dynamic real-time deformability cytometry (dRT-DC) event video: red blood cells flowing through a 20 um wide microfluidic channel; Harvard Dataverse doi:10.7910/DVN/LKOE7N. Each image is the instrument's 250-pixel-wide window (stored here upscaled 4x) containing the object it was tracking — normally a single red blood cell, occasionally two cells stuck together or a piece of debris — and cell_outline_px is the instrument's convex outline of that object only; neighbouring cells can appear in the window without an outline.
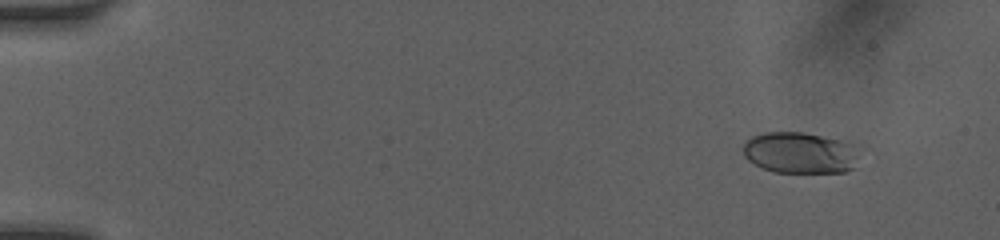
{"species": "human", "species_latin": "Homo sapiens", "temperature_condition": "room temperature", "stored_images_in_passage": 18, "camera_frame_rate_fps": 3000, "um_per_image_px": 0.085, "donor": {"sex": "female"}, "frame": {"image": 1, "passage_image": 3, "time_ms": 1.667, "image_size_px": [1000, 240], "cell_outline_px": [[852, 168], [844, 172], [772, 172], [760, 168], [748, 160], [744, 156], [744, 144], [752, 136], [764, 132], [804, 132], [840, 140], [852, 144]], "centroid_in_image_um": [67.86, 12.98], "position_along_channel_um": 17.1, "area_um2": 27.28}}
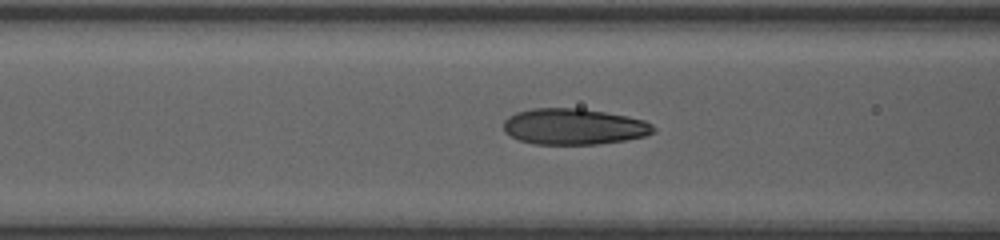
{"frame": {"image": 2, "passage_image": 12, "time_ms": 7.333, "image_size_px": [1000, 240], "cell_outline_px": [[656, 132], [644, 136], [624, 140], [596, 144], [532, 144], [520, 140], [504, 132], [504, 120], [508, 116], [516, 112], [532, 108], [580, 108], [628, 116], [644, 120], [652, 124], [656, 128]], "centroid_in_image_um": [48.78, 10.75], "position_along_channel_um": 117.8, "area_um2": 31.56}}
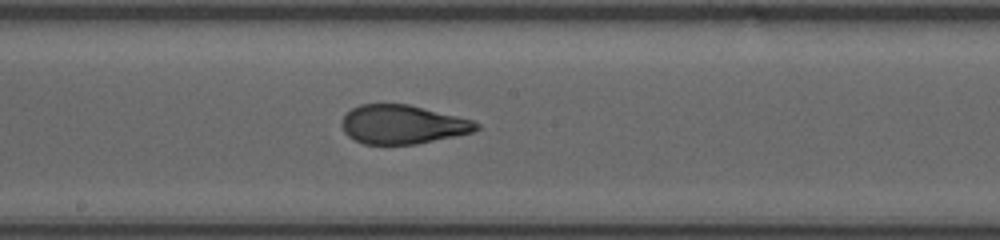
{"frame": {"image": 3, "passage_image": 18, "time_ms": 9.667, "image_size_px": [1000, 240], "cell_outline_px": [[480, 128], [472, 132], [416, 144], [364, 144], [348, 136], [344, 132], [340, 124], [340, 120], [352, 108], [360, 104], [408, 104], [472, 120], [480, 124]], "centroid_in_image_um": [34.18, 10.58], "position_along_channel_um": 214.0, "area_um2": 30.29}}